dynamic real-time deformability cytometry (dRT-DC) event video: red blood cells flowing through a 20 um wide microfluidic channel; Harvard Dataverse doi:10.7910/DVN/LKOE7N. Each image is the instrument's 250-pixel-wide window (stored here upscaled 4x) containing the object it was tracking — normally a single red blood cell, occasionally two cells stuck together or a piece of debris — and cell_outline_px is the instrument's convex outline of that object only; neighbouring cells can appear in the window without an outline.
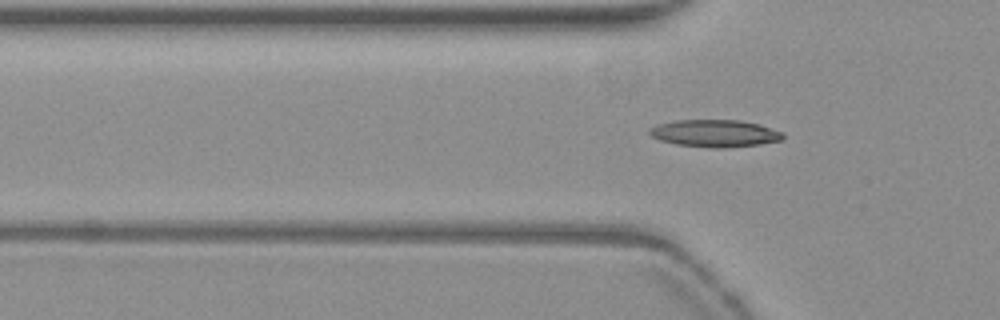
{"species": "common noctule bat (a hibernating species)", "species_latin": "Nyctalus noctula", "temperature_condition": "warm", "stored_images_in_passage": 10, "camera_frame_rate_fps": 3000, "um_per_image_px": 0.085, "animal": {"sex": "female", "body_mass_g": 19.3, "forearm_length_mm": 54.1}, "frame": {"image": 1, "passage_image": 10, "time_ms": 3.0, "image_size_px": [1000, 320], "cell_outline_px": [[784, 136], [780, 140], [760, 144], [728, 148], [708, 148], [676, 144], [660, 140], [652, 136], [648, 132], [648, 128], [656, 124], [676, 120], [740, 120], [760, 124], [784, 132]], "centroid_in_image_um": [60.75, 11.33], "position_along_channel_um": 65.0, "area_um2": 21.44}}